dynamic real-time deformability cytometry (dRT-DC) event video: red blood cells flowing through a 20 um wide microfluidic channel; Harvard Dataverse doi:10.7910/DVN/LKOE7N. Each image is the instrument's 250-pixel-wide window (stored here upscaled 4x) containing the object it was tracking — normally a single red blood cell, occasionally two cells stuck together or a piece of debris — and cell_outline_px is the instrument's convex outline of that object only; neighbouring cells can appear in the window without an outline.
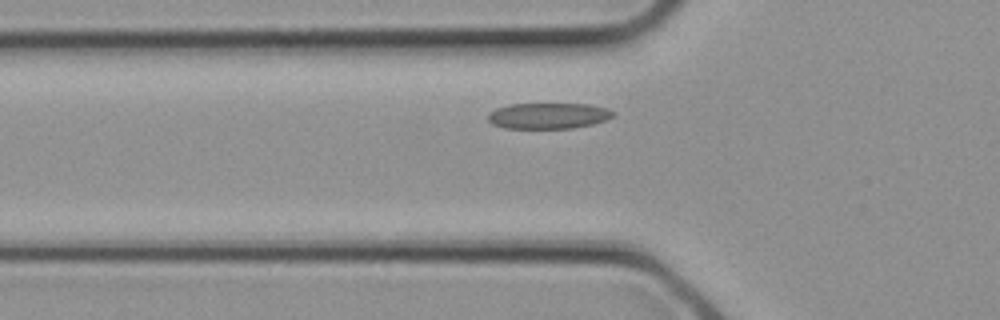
{"species": "common noctule bat (a hibernating species)", "species_latin": "Nyctalus noctula", "temperature_condition": "cold", "stored_images_in_passage": 2, "camera_frame_rate_fps": 3000, "um_per_image_px": 0.085, "animal": {"sex": "female", "body_mass_g": 21.9}, "frame": {"image": 1, "passage_image": 2, "time_ms": 0.333, "image_size_px": [1000, 320], "cell_outline_px": [[616, 112], [608, 120], [592, 124], [572, 128], [504, 128], [492, 124], [488, 120], [488, 112], [496, 108], [508, 104], [588, 104], [608, 108]], "centroid_in_image_um": [46.61, 9.84], "position_along_channel_um": 79.2, "area_um2": 19.02}}